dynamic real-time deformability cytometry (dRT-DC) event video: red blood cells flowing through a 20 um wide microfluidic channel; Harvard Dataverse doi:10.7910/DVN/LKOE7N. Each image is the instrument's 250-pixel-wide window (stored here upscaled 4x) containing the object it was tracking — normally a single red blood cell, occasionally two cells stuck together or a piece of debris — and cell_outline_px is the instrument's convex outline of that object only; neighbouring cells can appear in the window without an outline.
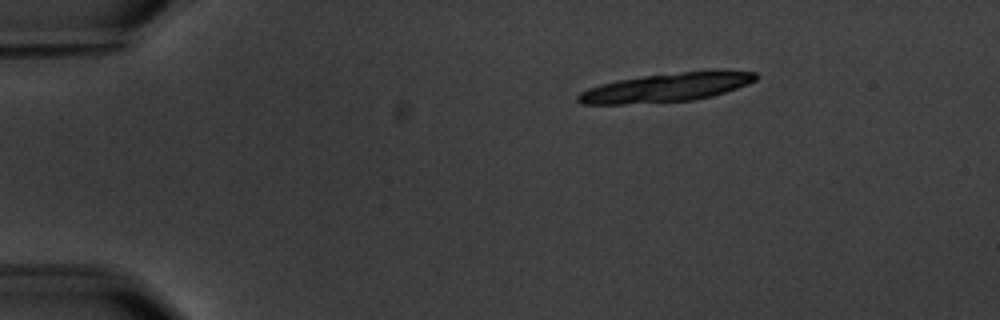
{"species": "common noctule bat (a hibernating species)", "species_latin": "Nyctalus noctula", "temperature_condition": "warm", "stored_images_in_passage": 2, "camera_frame_rate_fps": 3000, "um_per_image_px": 0.085, "animal": {"sex": "male", "body_mass_g": 20.1, "forearm_length_mm": 53.5}, "frame": {"image": 1, "passage_image": 2, "time_ms": 2.0, "image_size_px": [1000, 320], "cell_outline_px": [[760, 76], [756, 80], [748, 84], [712, 96], [692, 100], [624, 104], [580, 104], [576, 100], [576, 96], [580, 92], [588, 88], [600, 84], [616, 80], [644, 76], [712, 68], [724, 68], [756, 72]], "centroid_in_image_um": [56.73, 7.39], "position_along_channel_um": 28.3, "area_um2": 30.46}}